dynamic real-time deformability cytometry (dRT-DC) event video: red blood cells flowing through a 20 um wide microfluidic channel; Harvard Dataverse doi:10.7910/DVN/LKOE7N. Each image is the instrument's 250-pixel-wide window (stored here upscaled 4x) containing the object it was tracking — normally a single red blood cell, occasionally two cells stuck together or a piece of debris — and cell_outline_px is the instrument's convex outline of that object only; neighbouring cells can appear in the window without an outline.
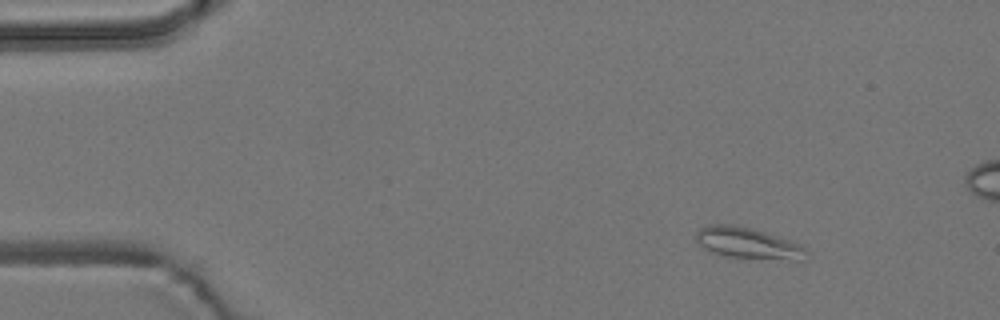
{"species": "common noctule bat (a hibernating species)", "species_latin": "Nyctalus noctula", "temperature_condition": "room temperature", "stored_images_in_passage": 10, "camera_frame_rate_fps": 3000, "um_per_image_px": 0.085, "animal": {"sex": "male", "body_mass_g": 19.2, "forearm_length_mm": 51.8}, "frame": {"image": 1, "passage_image": 1, "time_ms": 0.0, "image_size_px": [1000, 320], "cell_outline_px": [[808, 252], [804, 260], [792, 260], [728, 256], [712, 252], [704, 248], [696, 240], [696, 232], [700, 228], [708, 224], [732, 224], [752, 228], [792, 240], [800, 244]], "centroid_in_image_um": [63.59, 20.65], "position_along_channel_um": 21.4, "area_um2": 20.0}}
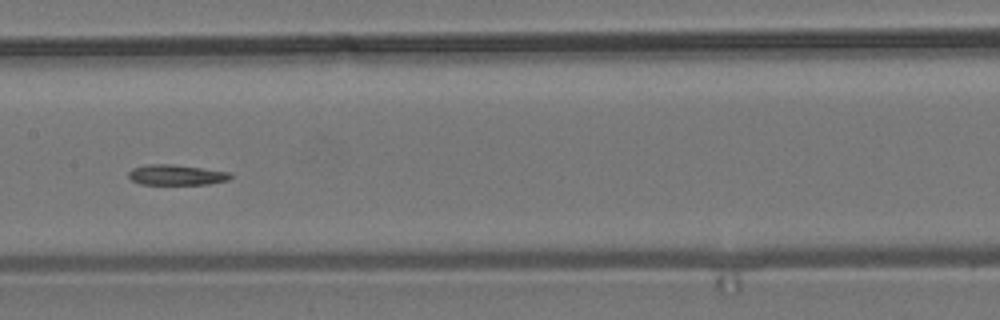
{"frame": {"image": 2, "passage_image": 7, "time_ms": 2.0, "image_size_px": [1000, 320], "cell_outline_px": [[232, 176], [228, 180], [208, 184], [140, 184], [132, 180], [128, 176], [128, 172], [132, 168], [148, 164], [172, 164], [228, 172]], "centroid_in_image_um": [14.94, 14.87], "position_along_channel_um": 192.5, "area_um2": 11.96}}
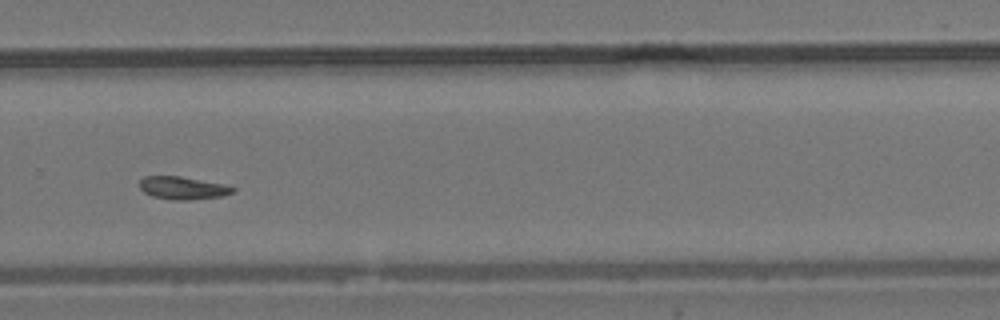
{"frame": {"image": 3, "passage_image": 10, "time_ms": 3.0, "image_size_px": [1000, 320], "cell_outline_px": [[236, 192], [224, 196], [192, 200], [172, 200], [152, 196], [144, 192], [140, 188], [140, 180], [144, 176], [180, 176], [224, 184], [236, 188]], "centroid_in_image_um": [15.58, 15.99], "position_along_channel_um": 314.2, "area_um2": 12.54}}